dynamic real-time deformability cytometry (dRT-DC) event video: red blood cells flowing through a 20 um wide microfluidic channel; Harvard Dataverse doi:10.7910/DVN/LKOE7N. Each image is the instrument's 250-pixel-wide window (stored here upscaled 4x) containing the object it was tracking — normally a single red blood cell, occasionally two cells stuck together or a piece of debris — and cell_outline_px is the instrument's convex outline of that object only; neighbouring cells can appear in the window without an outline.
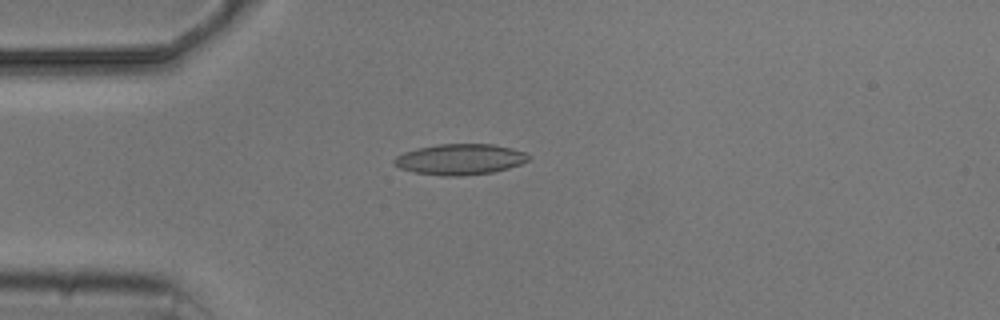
{"species": "common noctule bat (a hibernating species)", "species_latin": "Nyctalus noctula", "temperature_condition": "cold", "stored_images_in_passage": 6, "camera_frame_rate_fps": 3000, "um_per_image_px": 0.085, "animal": {"sex": "male", "body_mass_g": 20.5, "forearm_length_mm": 52.5}, "frame": {"image": 1, "passage_image": 3, "time_ms": 3.333, "image_size_px": [1000, 320], "cell_outline_px": [[532, 156], [528, 160], [520, 164], [508, 168], [492, 172], [460, 176], [440, 176], [416, 172], [400, 168], [392, 164], [392, 160], [396, 156], [404, 152], [416, 148], [436, 144], [492, 144], [512, 148], [524, 152]], "centroid_in_image_um": [39.08, 13.54], "position_along_channel_um": 45.9, "area_um2": 24.22}}
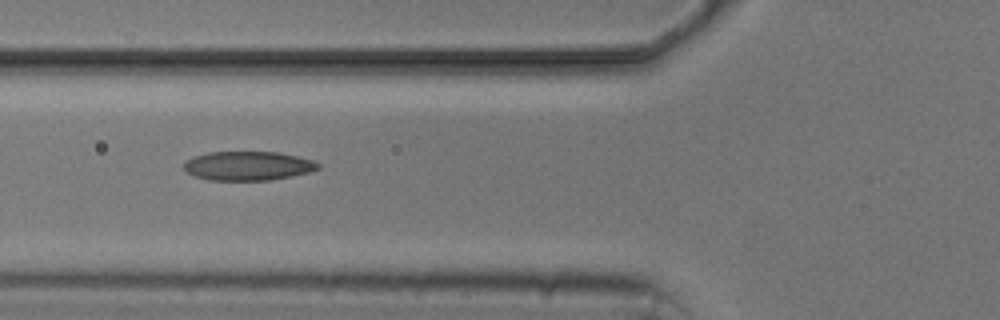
{"frame": {"image": 2, "passage_image": 5, "time_ms": 5.333, "image_size_px": [1000, 320], "cell_outline_px": [[320, 168], [308, 172], [292, 176], [272, 180], [208, 180], [196, 176], [188, 172], [184, 168], [184, 160], [192, 156], [208, 152], [280, 152], [312, 160], [320, 164]], "centroid_in_image_um": [21.06, 14.09], "position_along_channel_um": 104.7, "area_um2": 22.77}}
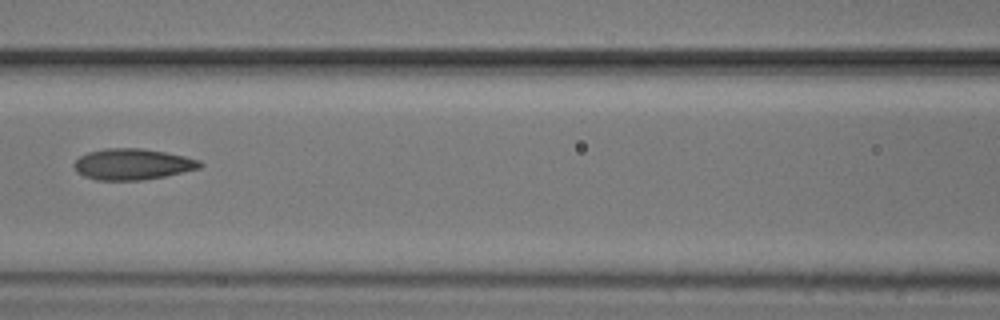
{"frame": {"image": 3, "passage_image": 6, "time_ms": 6.667, "image_size_px": [1000, 320], "cell_outline_px": [[204, 164], [200, 168], [164, 176], [144, 180], [96, 180], [84, 176], [76, 172], [72, 164], [80, 156], [88, 152], [104, 148], [140, 148], [164, 152], [184, 156], [200, 160]], "centroid_in_image_um": [11.23, 13.96], "position_along_channel_um": 155.4, "area_um2": 22.83}}